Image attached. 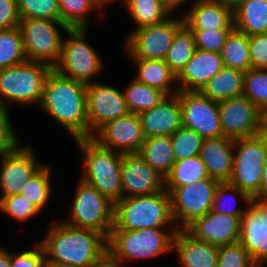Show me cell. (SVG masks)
<instances>
[{
	"mask_svg": "<svg viewBox=\"0 0 267 267\" xmlns=\"http://www.w3.org/2000/svg\"><path fill=\"white\" fill-rule=\"evenodd\" d=\"M99 11H102L103 7L109 6L111 3L120 2V0H89Z\"/></svg>",
	"mask_w": 267,
	"mask_h": 267,
	"instance_id": "53",
	"label": "cell"
},
{
	"mask_svg": "<svg viewBox=\"0 0 267 267\" xmlns=\"http://www.w3.org/2000/svg\"><path fill=\"white\" fill-rule=\"evenodd\" d=\"M165 22L145 26L129 32L125 38V52L129 58L164 60L176 32L184 25V18H173Z\"/></svg>",
	"mask_w": 267,
	"mask_h": 267,
	"instance_id": "12",
	"label": "cell"
},
{
	"mask_svg": "<svg viewBox=\"0 0 267 267\" xmlns=\"http://www.w3.org/2000/svg\"><path fill=\"white\" fill-rule=\"evenodd\" d=\"M87 30L77 28L65 32L68 37L63 39L60 59L52 68L60 75L86 85L104 70L102 58L87 41Z\"/></svg>",
	"mask_w": 267,
	"mask_h": 267,
	"instance_id": "7",
	"label": "cell"
},
{
	"mask_svg": "<svg viewBox=\"0 0 267 267\" xmlns=\"http://www.w3.org/2000/svg\"><path fill=\"white\" fill-rule=\"evenodd\" d=\"M234 140L228 137L205 138L199 156L208 176L218 182H228L233 171Z\"/></svg>",
	"mask_w": 267,
	"mask_h": 267,
	"instance_id": "25",
	"label": "cell"
},
{
	"mask_svg": "<svg viewBox=\"0 0 267 267\" xmlns=\"http://www.w3.org/2000/svg\"><path fill=\"white\" fill-rule=\"evenodd\" d=\"M47 232L40 240L46 262L91 267L108 256L107 238L95 230L72 227L57 220Z\"/></svg>",
	"mask_w": 267,
	"mask_h": 267,
	"instance_id": "1",
	"label": "cell"
},
{
	"mask_svg": "<svg viewBox=\"0 0 267 267\" xmlns=\"http://www.w3.org/2000/svg\"><path fill=\"white\" fill-rule=\"evenodd\" d=\"M23 252L10 251L11 267H41L45 262V252L41 243Z\"/></svg>",
	"mask_w": 267,
	"mask_h": 267,
	"instance_id": "46",
	"label": "cell"
},
{
	"mask_svg": "<svg viewBox=\"0 0 267 267\" xmlns=\"http://www.w3.org/2000/svg\"><path fill=\"white\" fill-rule=\"evenodd\" d=\"M185 10L184 24L189 29H234L233 10L215 0H194Z\"/></svg>",
	"mask_w": 267,
	"mask_h": 267,
	"instance_id": "23",
	"label": "cell"
},
{
	"mask_svg": "<svg viewBox=\"0 0 267 267\" xmlns=\"http://www.w3.org/2000/svg\"><path fill=\"white\" fill-rule=\"evenodd\" d=\"M173 250L182 267L217 266L219 247L194 238L185 229H179L174 234Z\"/></svg>",
	"mask_w": 267,
	"mask_h": 267,
	"instance_id": "24",
	"label": "cell"
},
{
	"mask_svg": "<svg viewBox=\"0 0 267 267\" xmlns=\"http://www.w3.org/2000/svg\"><path fill=\"white\" fill-rule=\"evenodd\" d=\"M99 146L119 153H139L146 138L138 114L106 122L91 137Z\"/></svg>",
	"mask_w": 267,
	"mask_h": 267,
	"instance_id": "16",
	"label": "cell"
},
{
	"mask_svg": "<svg viewBox=\"0 0 267 267\" xmlns=\"http://www.w3.org/2000/svg\"><path fill=\"white\" fill-rule=\"evenodd\" d=\"M88 138L106 122L130 113L123 91L105 83L92 82L86 87Z\"/></svg>",
	"mask_w": 267,
	"mask_h": 267,
	"instance_id": "13",
	"label": "cell"
},
{
	"mask_svg": "<svg viewBox=\"0 0 267 267\" xmlns=\"http://www.w3.org/2000/svg\"><path fill=\"white\" fill-rule=\"evenodd\" d=\"M139 154L164 179L175 163L171 136L146 138Z\"/></svg>",
	"mask_w": 267,
	"mask_h": 267,
	"instance_id": "29",
	"label": "cell"
},
{
	"mask_svg": "<svg viewBox=\"0 0 267 267\" xmlns=\"http://www.w3.org/2000/svg\"><path fill=\"white\" fill-rule=\"evenodd\" d=\"M195 38L196 49L221 53L223 45L233 29H190Z\"/></svg>",
	"mask_w": 267,
	"mask_h": 267,
	"instance_id": "43",
	"label": "cell"
},
{
	"mask_svg": "<svg viewBox=\"0 0 267 267\" xmlns=\"http://www.w3.org/2000/svg\"><path fill=\"white\" fill-rule=\"evenodd\" d=\"M20 20L17 0H0V30L18 27Z\"/></svg>",
	"mask_w": 267,
	"mask_h": 267,
	"instance_id": "48",
	"label": "cell"
},
{
	"mask_svg": "<svg viewBox=\"0 0 267 267\" xmlns=\"http://www.w3.org/2000/svg\"><path fill=\"white\" fill-rule=\"evenodd\" d=\"M224 67L221 53L196 49L186 66L176 75L180 91H200Z\"/></svg>",
	"mask_w": 267,
	"mask_h": 267,
	"instance_id": "22",
	"label": "cell"
},
{
	"mask_svg": "<svg viewBox=\"0 0 267 267\" xmlns=\"http://www.w3.org/2000/svg\"><path fill=\"white\" fill-rule=\"evenodd\" d=\"M0 267H11L10 266V250L5 249L0 245Z\"/></svg>",
	"mask_w": 267,
	"mask_h": 267,
	"instance_id": "52",
	"label": "cell"
},
{
	"mask_svg": "<svg viewBox=\"0 0 267 267\" xmlns=\"http://www.w3.org/2000/svg\"><path fill=\"white\" fill-rule=\"evenodd\" d=\"M49 165H44L27 183L22 187L20 194L25 196L40 211L44 209L52 195L51 173Z\"/></svg>",
	"mask_w": 267,
	"mask_h": 267,
	"instance_id": "37",
	"label": "cell"
},
{
	"mask_svg": "<svg viewBox=\"0 0 267 267\" xmlns=\"http://www.w3.org/2000/svg\"><path fill=\"white\" fill-rule=\"evenodd\" d=\"M162 5L171 13L174 12L177 8L181 7L183 3L188 2L189 0H159Z\"/></svg>",
	"mask_w": 267,
	"mask_h": 267,
	"instance_id": "50",
	"label": "cell"
},
{
	"mask_svg": "<svg viewBox=\"0 0 267 267\" xmlns=\"http://www.w3.org/2000/svg\"><path fill=\"white\" fill-rule=\"evenodd\" d=\"M244 81L245 72L224 66L199 92L213 101L220 102L243 95Z\"/></svg>",
	"mask_w": 267,
	"mask_h": 267,
	"instance_id": "27",
	"label": "cell"
},
{
	"mask_svg": "<svg viewBox=\"0 0 267 267\" xmlns=\"http://www.w3.org/2000/svg\"><path fill=\"white\" fill-rule=\"evenodd\" d=\"M243 95L260 110L267 107V70L251 68L245 72Z\"/></svg>",
	"mask_w": 267,
	"mask_h": 267,
	"instance_id": "41",
	"label": "cell"
},
{
	"mask_svg": "<svg viewBox=\"0 0 267 267\" xmlns=\"http://www.w3.org/2000/svg\"><path fill=\"white\" fill-rule=\"evenodd\" d=\"M220 125L224 137L241 139L258 134L260 109L241 95L218 102Z\"/></svg>",
	"mask_w": 267,
	"mask_h": 267,
	"instance_id": "17",
	"label": "cell"
},
{
	"mask_svg": "<svg viewBox=\"0 0 267 267\" xmlns=\"http://www.w3.org/2000/svg\"><path fill=\"white\" fill-rule=\"evenodd\" d=\"M196 51L192 31L184 24L175 34L164 59L167 66L177 75Z\"/></svg>",
	"mask_w": 267,
	"mask_h": 267,
	"instance_id": "34",
	"label": "cell"
},
{
	"mask_svg": "<svg viewBox=\"0 0 267 267\" xmlns=\"http://www.w3.org/2000/svg\"><path fill=\"white\" fill-rule=\"evenodd\" d=\"M238 199L242 200V202L245 204L244 207H241V205L240 207L236 206L237 201H239ZM250 201L251 197L244 191L238 189L228 182H221L215 189L211 211L219 214L242 217L246 212Z\"/></svg>",
	"mask_w": 267,
	"mask_h": 267,
	"instance_id": "33",
	"label": "cell"
},
{
	"mask_svg": "<svg viewBox=\"0 0 267 267\" xmlns=\"http://www.w3.org/2000/svg\"><path fill=\"white\" fill-rule=\"evenodd\" d=\"M87 85L51 70L43 85L40 107L71 135L72 139L88 138L86 102Z\"/></svg>",
	"mask_w": 267,
	"mask_h": 267,
	"instance_id": "2",
	"label": "cell"
},
{
	"mask_svg": "<svg viewBox=\"0 0 267 267\" xmlns=\"http://www.w3.org/2000/svg\"><path fill=\"white\" fill-rule=\"evenodd\" d=\"M239 242L254 263H267V200L251 198L241 218Z\"/></svg>",
	"mask_w": 267,
	"mask_h": 267,
	"instance_id": "19",
	"label": "cell"
},
{
	"mask_svg": "<svg viewBox=\"0 0 267 267\" xmlns=\"http://www.w3.org/2000/svg\"><path fill=\"white\" fill-rule=\"evenodd\" d=\"M267 140L258 135L234 140L233 171L228 181L247 193L251 198L261 199Z\"/></svg>",
	"mask_w": 267,
	"mask_h": 267,
	"instance_id": "8",
	"label": "cell"
},
{
	"mask_svg": "<svg viewBox=\"0 0 267 267\" xmlns=\"http://www.w3.org/2000/svg\"><path fill=\"white\" fill-rule=\"evenodd\" d=\"M254 262L240 242L219 247L216 267H251Z\"/></svg>",
	"mask_w": 267,
	"mask_h": 267,
	"instance_id": "44",
	"label": "cell"
},
{
	"mask_svg": "<svg viewBox=\"0 0 267 267\" xmlns=\"http://www.w3.org/2000/svg\"><path fill=\"white\" fill-rule=\"evenodd\" d=\"M221 56L225 67L247 72L252 68L249 55V36L233 29L223 45Z\"/></svg>",
	"mask_w": 267,
	"mask_h": 267,
	"instance_id": "31",
	"label": "cell"
},
{
	"mask_svg": "<svg viewBox=\"0 0 267 267\" xmlns=\"http://www.w3.org/2000/svg\"><path fill=\"white\" fill-rule=\"evenodd\" d=\"M27 61L19 27L0 30V69Z\"/></svg>",
	"mask_w": 267,
	"mask_h": 267,
	"instance_id": "36",
	"label": "cell"
},
{
	"mask_svg": "<svg viewBox=\"0 0 267 267\" xmlns=\"http://www.w3.org/2000/svg\"><path fill=\"white\" fill-rule=\"evenodd\" d=\"M58 2L61 22L69 29H88L90 13L95 10L100 12L89 0H58Z\"/></svg>",
	"mask_w": 267,
	"mask_h": 267,
	"instance_id": "38",
	"label": "cell"
},
{
	"mask_svg": "<svg viewBox=\"0 0 267 267\" xmlns=\"http://www.w3.org/2000/svg\"><path fill=\"white\" fill-rule=\"evenodd\" d=\"M249 55L252 68L267 70V33L249 36Z\"/></svg>",
	"mask_w": 267,
	"mask_h": 267,
	"instance_id": "47",
	"label": "cell"
},
{
	"mask_svg": "<svg viewBox=\"0 0 267 267\" xmlns=\"http://www.w3.org/2000/svg\"><path fill=\"white\" fill-rule=\"evenodd\" d=\"M50 267H75L73 265L64 264V263H54V262H46Z\"/></svg>",
	"mask_w": 267,
	"mask_h": 267,
	"instance_id": "56",
	"label": "cell"
},
{
	"mask_svg": "<svg viewBox=\"0 0 267 267\" xmlns=\"http://www.w3.org/2000/svg\"><path fill=\"white\" fill-rule=\"evenodd\" d=\"M266 263H254L251 267H267Z\"/></svg>",
	"mask_w": 267,
	"mask_h": 267,
	"instance_id": "57",
	"label": "cell"
},
{
	"mask_svg": "<svg viewBox=\"0 0 267 267\" xmlns=\"http://www.w3.org/2000/svg\"><path fill=\"white\" fill-rule=\"evenodd\" d=\"M145 138L171 136L182 125V110L177 93L168 95L154 108L138 114Z\"/></svg>",
	"mask_w": 267,
	"mask_h": 267,
	"instance_id": "21",
	"label": "cell"
},
{
	"mask_svg": "<svg viewBox=\"0 0 267 267\" xmlns=\"http://www.w3.org/2000/svg\"><path fill=\"white\" fill-rule=\"evenodd\" d=\"M122 91L130 113L134 114L154 108L168 96L165 92L151 88L135 78Z\"/></svg>",
	"mask_w": 267,
	"mask_h": 267,
	"instance_id": "32",
	"label": "cell"
},
{
	"mask_svg": "<svg viewBox=\"0 0 267 267\" xmlns=\"http://www.w3.org/2000/svg\"><path fill=\"white\" fill-rule=\"evenodd\" d=\"M91 267H119V266L107 256L101 262Z\"/></svg>",
	"mask_w": 267,
	"mask_h": 267,
	"instance_id": "54",
	"label": "cell"
},
{
	"mask_svg": "<svg viewBox=\"0 0 267 267\" xmlns=\"http://www.w3.org/2000/svg\"><path fill=\"white\" fill-rule=\"evenodd\" d=\"M203 141L204 138L198 133L182 126L171 135L175 161L198 156L201 151Z\"/></svg>",
	"mask_w": 267,
	"mask_h": 267,
	"instance_id": "39",
	"label": "cell"
},
{
	"mask_svg": "<svg viewBox=\"0 0 267 267\" xmlns=\"http://www.w3.org/2000/svg\"><path fill=\"white\" fill-rule=\"evenodd\" d=\"M209 178L205 164L200 156L175 161L169 175L165 178V187H180Z\"/></svg>",
	"mask_w": 267,
	"mask_h": 267,
	"instance_id": "35",
	"label": "cell"
},
{
	"mask_svg": "<svg viewBox=\"0 0 267 267\" xmlns=\"http://www.w3.org/2000/svg\"><path fill=\"white\" fill-rule=\"evenodd\" d=\"M177 230L169 227L112 229L107 239L108 257L119 267H123L121 264L124 265V262L148 260L167 254L172 250Z\"/></svg>",
	"mask_w": 267,
	"mask_h": 267,
	"instance_id": "3",
	"label": "cell"
},
{
	"mask_svg": "<svg viewBox=\"0 0 267 267\" xmlns=\"http://www.w3.org/2000/svg\"><path fill=\"white\" fill-rule=\"evenodd\" d=\"M41 267H50L46 262Z\"/></svg>",
	"mask_w": 267,
	"mask_h": 267,
	"instance_id": "58",
	"label": "cell"
},
{
	"mask_svg": "<svg viewBox=\"0 0 267 267\" xmlns=\"http://www.w3.org/2000/svg\"><path fill=\"white\" fill-rule=\"evenodd\" d=\"M19 29L28 61L39 62L53 68L59 61L63 38L61 31L69 28L62 22L46 19H21Z\"/></svg>",
	"mask_w": 267,
	"mask_h": 267,
	"instance_id": "10",
	"label": "cell"
},
{
	"mask_svg": "<svg viewBox=\"0 0 267 267\" xmlns=\"http://www.w3.org/2000/svg\"><path fill=\"white\" fill-rule=\"evenodd\" d=\"M215 1H219L220 3L224 4L225 6L230 7L232 10H234L244 0H215Z\"/></svg>",
	"mask_w": 267,
	"mask_h": 267,
	"instance_id": "55",
	"label": "cell"
},
{
	"mask_svg": "<svg viewBox=\"0 0 267 267\" xmlns=\"http://www.w3.org/2000/svg\"><path fill=\"white\" fill-rule=\"evenodd\" d=\"M258 136L267 140V107L260 110Z\"/></svg>",
	"mask_w": 267,
	"mask_h": 267,
	"instance_id": "49",
	"label": "cell"
},
{
	"mask_svg": "<svg viewBox=\"0 0 267 267\" xmlns=\"http://www.w3.org/2000/svg\"><path fill=\"white\" fill-rule=\"evenodd\" d=\"M241 218L211 211L195 219L185 230L200 241L220 247L239 242Z\"/></svg>",
	"mask_w": 267,
	"mask_h": 267,
	"instance_id": "20",
	"label": "cell"
},
{
	"mask_svg": "<svg viewBox=\"0 0 267 267\" xmlns=\"http://www.w3.org/2000/svg\"><path fill=\"white\" fill-rule=\"evenodd\" d=\"M177 228L171 211V198L164 189L150 195L122 198L114 204L112 229Z\"/></svg>",
	"mask_w": 267,
	"mask_h": 267,
	"instance_id": "5",
	"label": "cell"
},
{
	"mask_svg": "<svg viewBox=\"0 0 267 267\" xmlns=\"http://www.w3.org/2000/svg\"><path fill=\"white\" fill-rule=\"evenodd\" d=\"M9 109L0 105V156L22 143L11 125Z\"/></svg>",
	"mask_w": 267,
	"mask_h": 267,
	"instance_id": "45",
	"label": "cell"
},
{
	"mask_svg": "<svg viewBox=\"0 0 267 267\" xmlns=\"http://www.w3.org/2000/svg\"><path fill=\"white\" fill-rule=\"evenodd\" d=\"M0 211L15 221L28 222L41 211L25 196L18 194L8 197H0Z\"/></svg>",
	"mask_w": 267,
	"mask_h": 267,
	"instance_id": "42",
	"label": "cell"
},
{
	"mask_svg": "<svg viewBox=\"0 0 267 267\" xmlns=\"http://www.w3.org/2000/svg\"><path fill=\"white\" fill-rule=\"evenodd\" d=\"M218 182L207 178L180 187H165L171 198V211L177 229H185L195 219L211 212Z\"/></svg>",
	"mask_w": 267,
	"mask_h": 267,
	"instance_id": "11",
	"label": "cell"
},
{
	"mask_svg": "<svg viewBox=\"0 0 267 267\" xmlns=\"http://www.w3.org/2000/svg\"><path fill=\"white\" fill-rule=\"evenodd\" d=\"M261 200H267V155L264 162L263 175H262Z\"/></svg>",
	"mask_w": 267,
	"mask_h": 267,
	"instance_id": "51",
	"label": "cell"
},
{
	"mask_svg": "<svg viewBox=\"0 0 267 267\" xmlns=\"http://www.w3.org/2000/svg\"><path fill=\"white\" fill-rule=\"evenodd\" d=\"M51 70L49 65L28 60L0 69V105L9 108L8 101L22 106L40 105L43 85Z\"/></svg>",
	"mask_w": 267,
	"mask_h": 267,
	"instance_id": "6",
	"label": "cell"
},
{
	"mask_svg": "<svg viewBox=\"0 0 267 267\" xmlns=\"http://www.w3.org/2000/svg\"><path fill=\"white\" fill-rule=\"evenodd\" d=\"M78 180L68 220L61 221L72 227L95 230L108 239L113 227L114 204L93 186Z\"/></svg>",
	"mask_w": 267,
	"mask_h": 267,
	"instance_id": "9",
	"label": "cell"
},
{
	"mask_svg": "<svg viewBox=\"0 0 267 267\" xmlns=\"http://www.w3.org/2000/svg\"><path fill=\"white\" fill-rule=\"evenodd\" d=\"M122 198L150 195L165 189V179L139 153L122 155Z\"/></svg>",
	"mask_w": 267,
	"mask_h": 267,
	"instance_id": "18",
	"label": "cell"
},
{
	"mask_svg": "<svg viewBox=\"0 0 267 267\" xmlns=\"http://www.w3.org/2000/svg\"><path fill=\"white\" fill-rule=\"evenodd\" d=\"M233 25L248 36L267 33V0H244L233 10Z\"/></svg>",
	"mask_w": 267,
	"mask_h": 267,
	"instance_id": "28",
	"label": "cell"
},
{
	"mask_svg": "<svg viewBox=\"0 0 267 267\" xmlns=\"http://www.w3.org/2000/svg\"><path fill=\"white\" fill-rule=\"evenodd\" d=\"M4 153L0 156V191L1 197L18 195L22 187L45 164L39 163L34 149L26 144Z\"/></svg>",
	"mask_w": 267,
	"mask_h": 267,
	"instance_id": "15",
	"label": "cell"
},
{
	"mask_svg": "<svg viewBox=\"0 0 267 267\" xmlns=\"http://www.w3.org/2000/svg\"><path fill=\"white\" fill-rule=\"evenodd\" d=\"M130 59L138 70V74L135 76L137 81L151 88L161 90L167 95L178 93V86H175L177 84L176 74L167 66L164 60Z\"/></svg>",
	"mask_w": 267,
	"mask_h": 267,
	"instance_id": "26",
	"label": "cell"
},
{
	"mask_svg": "<svg viewBox=\"0 0 267 267\" xmlns=\"http://www.w3.org/2000/svg\"><path fill=\"white\" fill-rule=\"evenodd\" d=\"M177 96L184 127L195 131L204 139L223 136L218 102L205 97L199 91L179 90Z\"/></svg>",
	"mask_w": 267,
	"mask_h": 267,
	"instance_id": "14",
	"label": "cell"
},
{
	"mask_svg": "<svg viewBox=\"0 0 267 267\" xmlns=\"http://www.w3.org/2000/svg\"><path fill=\"white\" fill-rule=\"evenodd\" d=\"M124 3L134 24V30L159 24L170 18V12L159 0H120Z\"/></svg>",
	"mask_w": 267,
	"mask_h": 267,
	"instance_id": "30",
	"label": "cell"
},
{
	"mask_svg": "<svg viewBox=\"0 0 267 267\" xmlns=\"http://www.w3.org/2000/svg\"><path fill=\"white\" fill-rule=\"evenodd\" d=\"M82 154L81 180L93 186L100 194L115 204L122 199V155L99 146L91 138L75 139Z\"/></svg>",
	"mask_w": 267,
	"mask_h": 267,
	"instance_id": "4",
	"label": "cell"
},
{
	"mask_svg": "<svg viewBox=\"0 0 267 267\" xmlns=\"http://www.w3.org/2000/svg\"><path fill=\"white\" fill-rule=\"evenodd\" d=\"M21 19H46L61 22L58 0H17Z\"/></svg>",
	"mask_w": 267,
	"mask_h": 267,
	"instance_id": "40",
	"label": "cell"
}]
</instances>
